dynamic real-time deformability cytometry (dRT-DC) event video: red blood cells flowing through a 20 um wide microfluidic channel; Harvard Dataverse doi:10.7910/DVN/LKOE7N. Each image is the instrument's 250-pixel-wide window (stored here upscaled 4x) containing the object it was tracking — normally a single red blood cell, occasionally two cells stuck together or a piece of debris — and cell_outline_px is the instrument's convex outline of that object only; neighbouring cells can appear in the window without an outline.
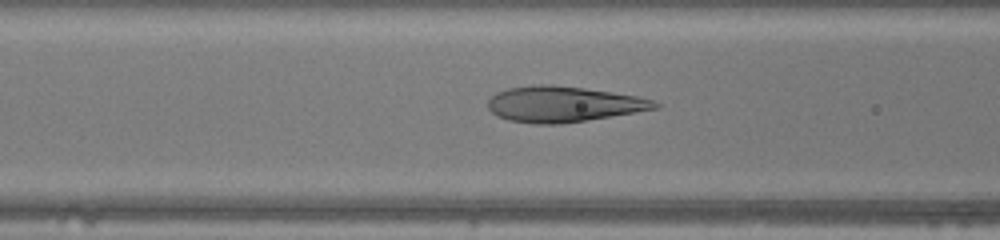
{"species": "human", "species_latin": "Homo sapiens", "temperature_condition": "warm", "stored_images_in_passage": 7, "camera_frame_rate_fps": 3000, "um_per_image_px": 0.085, "donor": {"sex": "female"}, "frame": {"image": 1, "passage_image": 5, "time_ms": 1.333, "image_size_px": [1000, 240], "cell_outline_px": [[660, 108], [636, 112], [560, 124], [536, 124], [508, 120], [496, 116], [488, 108], [488, 100], [496, 92], [508, 88], [532, 84], [552, 84], [584, 88], [612, 92], [636, 96], [652, 100], [660, 104]], "centroid_in_image_um": [47.84, 8.85], "position_along_channel_um": 118.8, "area_um2": 34.74}}